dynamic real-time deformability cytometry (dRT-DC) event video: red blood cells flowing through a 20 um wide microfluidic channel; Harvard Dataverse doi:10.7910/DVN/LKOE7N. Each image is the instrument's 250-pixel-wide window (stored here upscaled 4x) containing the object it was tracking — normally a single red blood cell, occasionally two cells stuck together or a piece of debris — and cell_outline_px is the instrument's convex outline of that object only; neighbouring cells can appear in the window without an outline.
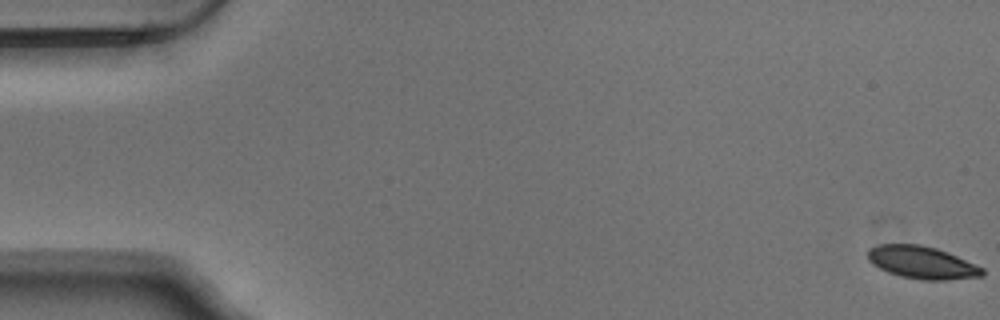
{"species": "Egyptian fruit bat (a non-hibernating species)", "species_latin": "Rousettus aegyptiacus", "temperature_condition": "warm", "stored_images_in_passage": 3, "camera_frame_rate_fps": 3000, "um_per_image_px": 0.085, "animal": {"sex": "male"}, "frame": {"image": 1, "passage_image": 1, "time_ms": 0.0, "image_size_px": [1000, 320], "cell_outline_px": [[984, 276], [948, 280], [924, 280], [900, 276], [888, 272], [872, 264], [868, 260], [868, 248], [880, 244], [920, 244], [936, 248], [948, 252], [984, 268]], "centroid_in_image_um": [78.38, 22.31], "position_along_channel_um": 6.6, "area_um2": 21.79}}